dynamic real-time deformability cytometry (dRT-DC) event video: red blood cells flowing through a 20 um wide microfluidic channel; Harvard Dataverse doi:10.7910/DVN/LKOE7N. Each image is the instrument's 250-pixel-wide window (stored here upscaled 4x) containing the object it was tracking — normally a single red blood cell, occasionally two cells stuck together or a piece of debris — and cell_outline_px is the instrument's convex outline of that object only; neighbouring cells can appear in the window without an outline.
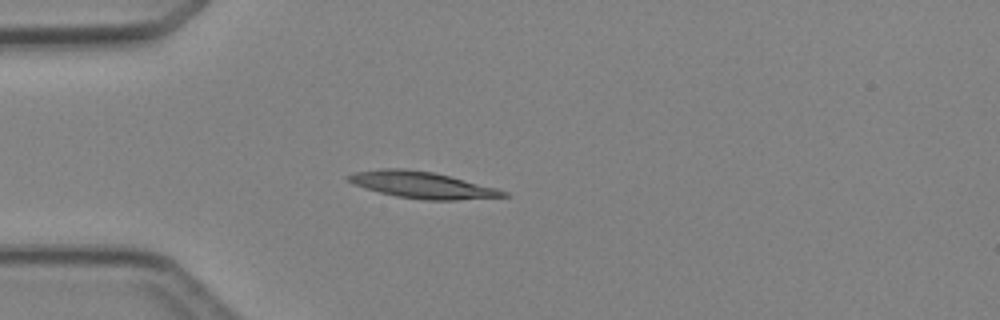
{"species": "Egyptian fruit bat (a non-hibernating species)", "species_latin": "Rousettus aegyptiacus", "temperature_condition": "cold", "stored_images_in_passage": 4, "camera_frame_rate_fps": 3000, "um_per_image_px": 0.085, "animal": {"sex": "female"}, "frame": {"image": 1, "passage_image": 4, "time_ms": 3.333, "image_size_px": [1000, 320], "cell_outline_px": [[508, 196], [456, 200], [424, 200], [396, 196], [380, 192], [356, 184], [348, 180], [344, 176], [352, 172], [384, 168], [404, 168], [432, 172], [496, 188], [508, 192]], "centroid_in_image_um": [35.85, 15.71], "position_along_channel_um": 49.1, "area_um2": 23.64}}